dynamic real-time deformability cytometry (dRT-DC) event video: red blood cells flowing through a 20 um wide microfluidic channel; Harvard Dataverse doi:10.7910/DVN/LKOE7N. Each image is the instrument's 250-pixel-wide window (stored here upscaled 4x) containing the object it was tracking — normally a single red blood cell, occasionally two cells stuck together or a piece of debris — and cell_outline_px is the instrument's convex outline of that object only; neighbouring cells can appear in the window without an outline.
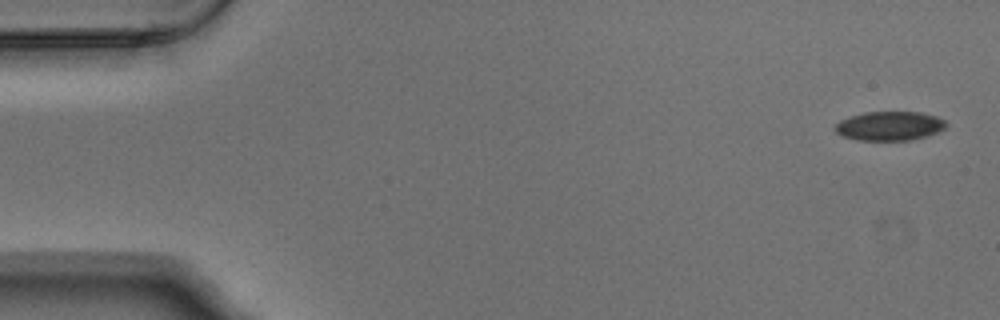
{"species": "Egyptian fruit bat (a non-hibernating species)", "species_latin": "Rousettus aegyptiacus", "temperature_condition": "warm", "stored_images_in_passage": 6, "camera_frame_rate_fps": 3000, "um_per_image_px": 0.085, "animal": {"sex": "male"}, "frame": {"image": 1, "passage_image": 1, "time_ms": 0.0, "image_size_px": [1000, 320], "cell_outline_px": [[948, 124], [940, 132], [928, 136], [912, 140], [856, 140], [844, 136], [836, 132], [832, 128], [840, 120], [864, 112], [920, 112], [936, 116], [944, 120]], "centroid_in_image_um": [75.63, 10.71], "position_along_channel_um": 9.4, "area_um2": 18.96}}
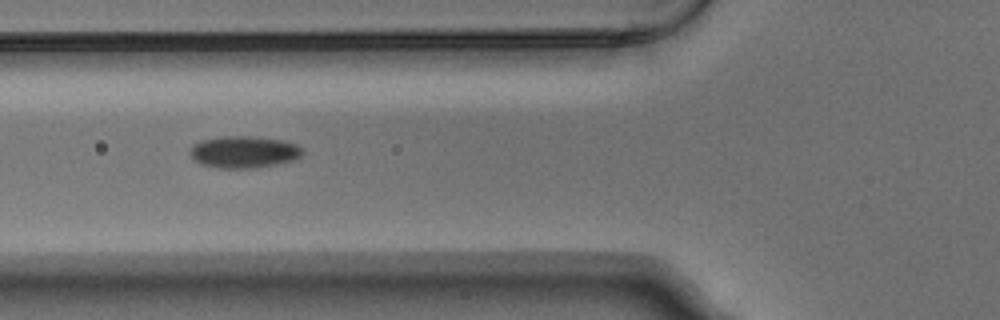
{"frame": {"image": 2, "passage_image": 6, "time_ms": 1.667, "image_size_px": [1000, 320], "cell_outline_px": [[304, 152], [300, 156], [292, 160], [276, 164], [256, 168], [216, 168], [200, 164], [192, 160], [188, 152], [192, 144], [200, 140], [220, 136], [248, 136], [280, 140], [296, 144], [304, 148]], "centroid_in_image_um": [20.66, 12.92], "position_along_channel_um": 105.1, "area_um2": 21.21}}